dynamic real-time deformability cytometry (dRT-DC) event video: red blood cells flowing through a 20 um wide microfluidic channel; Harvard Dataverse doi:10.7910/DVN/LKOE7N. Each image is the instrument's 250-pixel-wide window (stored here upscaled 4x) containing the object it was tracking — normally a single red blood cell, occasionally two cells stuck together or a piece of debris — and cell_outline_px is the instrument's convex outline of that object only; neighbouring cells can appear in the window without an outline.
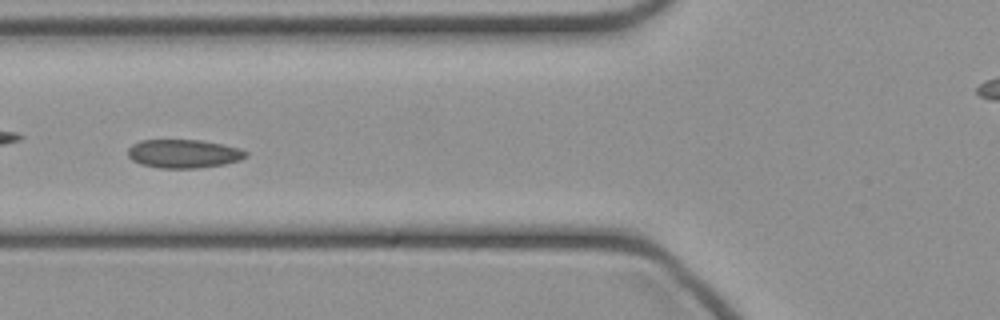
{"species": "common noctule bat (a hibernating species)", "species_latin": "Nyctalus noctula", "temperature_condition": "cold", "stored_images_in_passage": 34, "camera_frame_rate_fps": 3000, "um_per_image_px": 0.085, "animal": {"sex": "female", "body_mass_g": 21.9}, "frame": {"image": 1, "passage_image": 4, "time_ms": 1.0, "image_size_px": [1000, 320], "cell_outline_px": [[248, 156], [240, 160], [224, 164], [196, 168], [160, 168], [140, 164], [132, 160], [128, 156], [128, 148], [132, 144], [140, 140], [200, 140], [240, 148], [248, 152]], "centroid_in_image_um": [15.6, 13.06], "position_along_channel_um": 110.2, "area_um2": 19.65}}
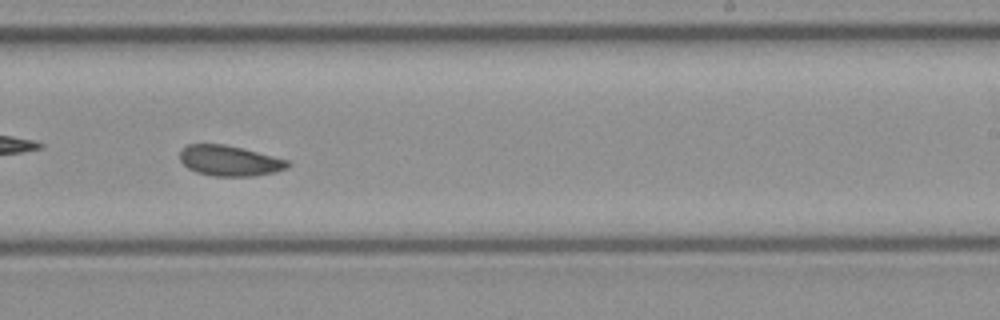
{"frame": {"image": 2, "passage_image": 15, "time_ms": 4.667, "image_size_px": [1000, 320], "cell_outline_px": [[292, 164], [288, 168], [276, 172], [256, 176], [212, 176], [196, 172], [188, 168], [180, 160], [180, 152], [188, 144], [224, 144], [244, 148], [288, 160]], "centroid_in_image_um": [19.55, 13.67], "position_along_channel_um": 269.4, "area_um2": 19.31}}
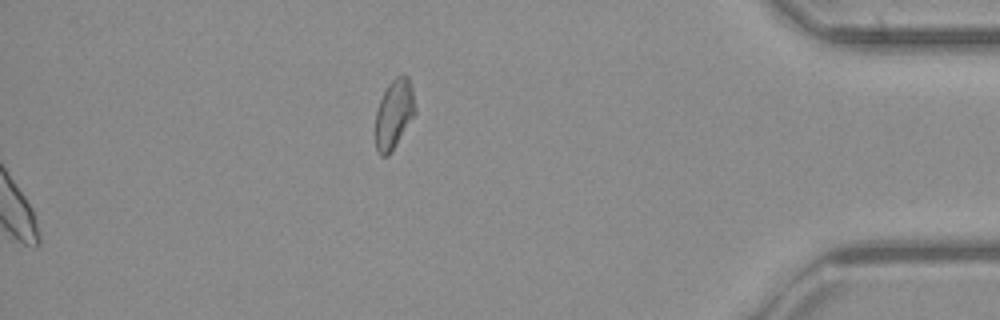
{"frame": {"image": 3, "passage_image": 34, "time_ms": 11.0, "image_size_px": [1000, 320], "cell_outline_px": [[416, 112], [396, 144], [388, 156], [380, 156], [376, 152], [376, 108], [388, 84], [396, 76], [408, 76], [412, 88], [416, 108]], "centroid_in_image_um": [33.48, 9.69], "position_along_channel_um": 401.7, "area_um2": 15.9}}